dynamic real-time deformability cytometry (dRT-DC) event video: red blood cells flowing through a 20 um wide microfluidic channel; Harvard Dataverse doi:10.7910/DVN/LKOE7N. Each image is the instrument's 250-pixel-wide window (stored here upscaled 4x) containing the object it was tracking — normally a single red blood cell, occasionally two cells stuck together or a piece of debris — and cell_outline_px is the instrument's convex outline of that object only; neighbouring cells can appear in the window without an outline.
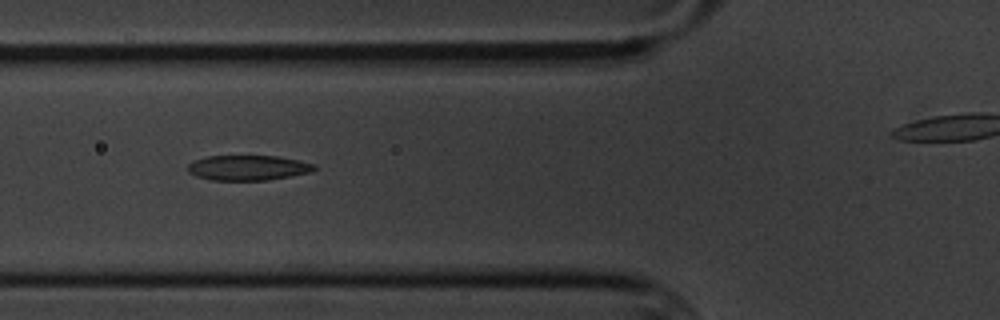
{"species": "common noctule bat (a hibernating species)", "species_latin": "Nyctalus noctula", "temperature_condition": "cold", "stored_images_in_passage": 7, "segment_of_instrument_passage": [1, 2], "camera_frame_rate_fps": 3000, "um_per_image_px": 0.085, "animal": {"sex": "male", "body_mass_g": 20.1, "forearm_length_mm": 53.5}, "frame": {"image": 1, "passage_image": 5, "time_ms": 5.0, "image_size_px": [1000, 320], "cell_outline_px": [[316, 168], [312, 172], [264, 180], [212, 180], [196, 176], [188, 172], [188, 164], [192, 160], [208, 156], [276, 156], [300, 160], [316, 164]], "centroid_in_image_um": [21.07, 14.25], "position_along_channel_um": 104.7, "area_um2": 18.5}}
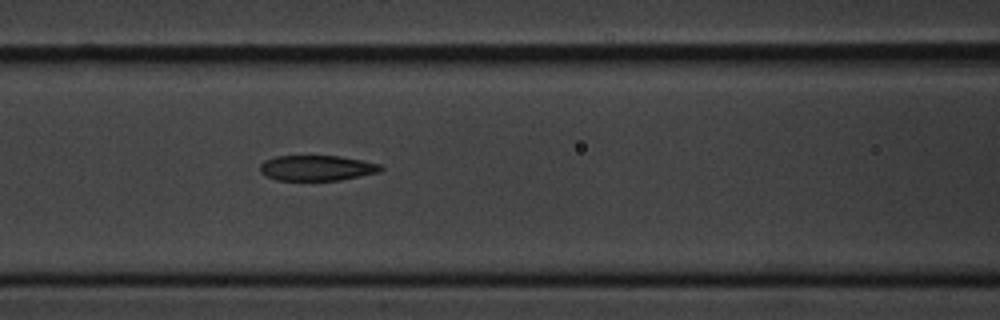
{"frame": {"image": 2, "passage_image": 6, "time_ms": 6.0, "image_size_px": [1000, 320], "cell_outline_px": [[384, 168], [380, 172], [340, 180], [276, 180], [260, 172], [260, 164], [264, 160], [276, 156], [340, 156], [380, 164]], "centroid_in_image_um": [26.93, 14.28], "position_along_channel_um": 139.7, "area_um2": 17.8}}